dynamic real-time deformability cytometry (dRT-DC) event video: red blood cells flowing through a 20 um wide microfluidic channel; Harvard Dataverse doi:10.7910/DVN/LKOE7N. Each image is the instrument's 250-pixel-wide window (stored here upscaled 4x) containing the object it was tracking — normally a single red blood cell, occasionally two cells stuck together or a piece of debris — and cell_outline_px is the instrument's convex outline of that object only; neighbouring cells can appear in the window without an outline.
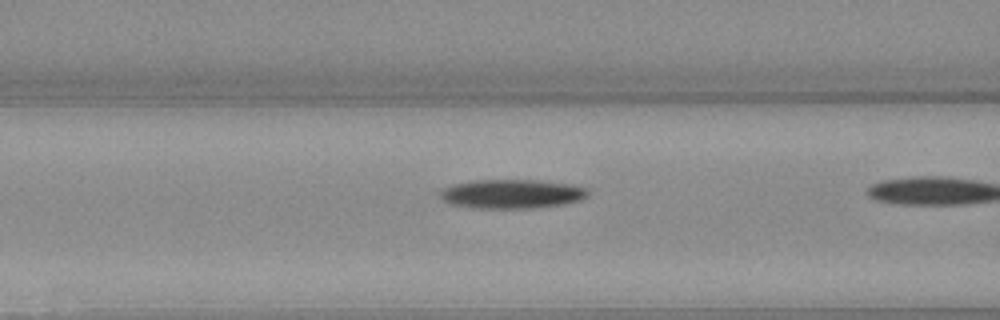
{"species": "Egyptian fruit bat (a non-hibernating species)", "species_latin": "Rousettus aegyptiacus", "temperature_condition": "warm", "stored_images_in_passage": 17, "camera_frame_rate_fps": 3000, "um_per_image_px": 0.085, "animal": {"sex": "female"}, "frame": {"image": 1, "passage_image": 13, "time_ms": 4.0, "image_size_px": [1000, 320], "cell_outline_px": [[588, 196], [580, 200], [564, 204], [536, 208], [476, 208], [448, 204], [440, 196], [440, 192], [444, 188], [452, 184], [476, 180], [540, 180], [572, 184], [588, 188]], "centroid_in_image_um": [43.53, 16.48], "position_along_channel_um": 123.1, "area_um2": 25.26}}
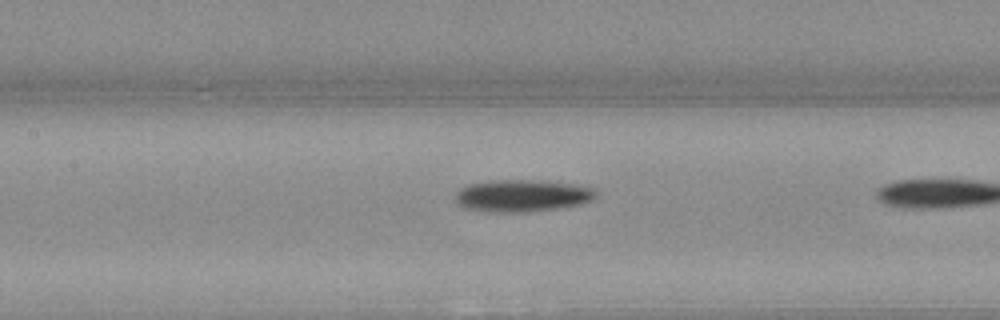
{"frame": {"image": 2, "passage_image": 16, "time_ms": 5.0, "image_size_px": [1000, 320], "cell_outline_px": [[596, 196], [592, 200], [580, 204], [556, 208], [520, 212], [496, 212], [464, 208], [456, 200], [456, 192], [460, 188], [468, 184], [488, 180], [548, 180], [584, 184], [596, 188]], "centroid_in_image_um": [44.45, 16.6], "position_along_channel_um": 162.9, "area_um2": 26.65}}